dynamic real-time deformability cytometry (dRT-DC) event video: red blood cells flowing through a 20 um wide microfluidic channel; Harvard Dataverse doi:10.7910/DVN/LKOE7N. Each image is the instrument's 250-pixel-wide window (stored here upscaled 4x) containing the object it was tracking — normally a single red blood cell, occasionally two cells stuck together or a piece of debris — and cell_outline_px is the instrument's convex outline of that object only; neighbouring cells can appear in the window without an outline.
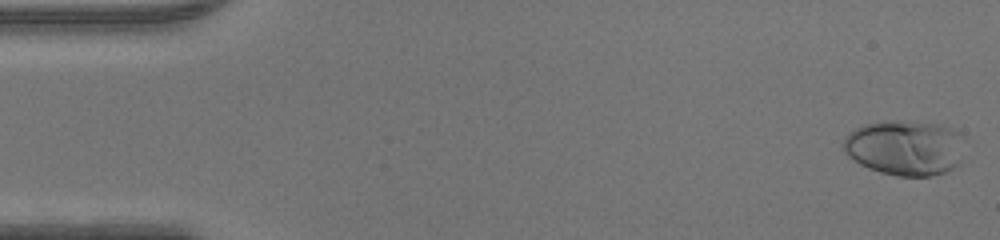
{"species": "human", "species_latin": "Homo sapiens", "temperature_condition": "warm", "stored_images_in_passage": 47, "camera_frame_rate_fps": 3000, "um_per_image_px": 0.085, "donor": {"sex": "male"}, "frame": {"image": 1, "passage_image": 1, "time_ms": 0.0, "image_size_px": [1000, 240], "cell_outline_px": [[960, 132], [956, 164], [952, 168], [944, 172], [928, 176], [900, 176], [880, 172], [868, 168], [852, 160], [844, 152], [844, 136], [848, 132], [864, 124], [884, 120], [940, 124], [952, 128]], "centroid_in_image_um": [76.81, 12.54], "position_along_channel_um": 8.2, "area_um2": 38.38}}
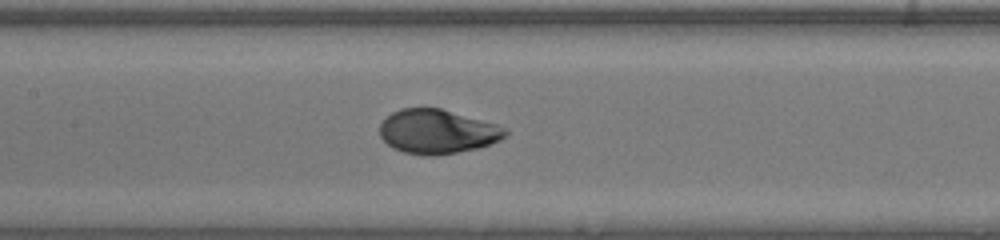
{"frame": {"image": 2, "passage_image": 22, "time_ms": 7.0, "image_size_px": [1000, 240], "cell_outline_px": [[508, 132], [500, 140], [480, 148], [432, 156], [424, 156], [404, 152], [392, 148], [380, 136], [380, 124], [392, 112], [400, 108], [440, 108], [496, 124], [508, 128]], "centroid_in_image_um": [37.17, 11.19], "position_along_channel_um": 170.2, "area_um2": 32.31}}
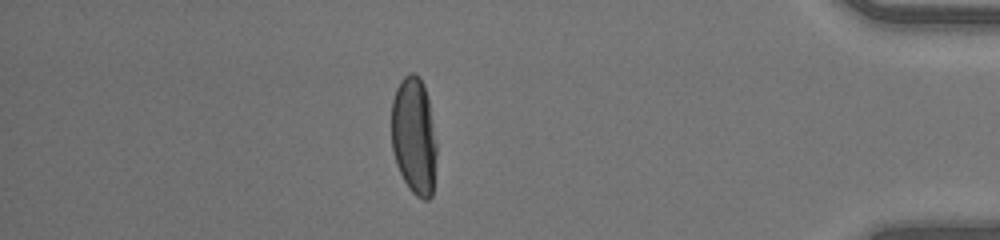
{"frame": {"image": 3, "passage_image": 41, "time_ms": 13.333, "image_size_px": [1000, 240], "cell_outline_px": [[436, 156], [432, 196], [428, 200], [424, 200], [416, 196], [408, 188], [396, 164], [392, 148], [392, 100], [396, 88], [400, 80], [408, 72], [412, 72], [420, 76], [424, 84], [428, 96], [436, 144]], "centroid_in_image_um": [35.19, 11.53], "position_along_channel_um": 400.0, "area_um2": 31.15}}